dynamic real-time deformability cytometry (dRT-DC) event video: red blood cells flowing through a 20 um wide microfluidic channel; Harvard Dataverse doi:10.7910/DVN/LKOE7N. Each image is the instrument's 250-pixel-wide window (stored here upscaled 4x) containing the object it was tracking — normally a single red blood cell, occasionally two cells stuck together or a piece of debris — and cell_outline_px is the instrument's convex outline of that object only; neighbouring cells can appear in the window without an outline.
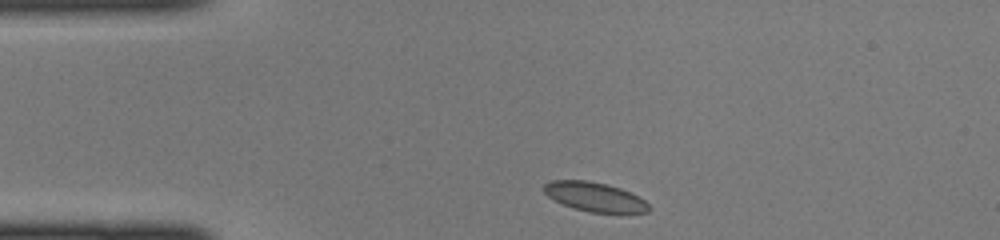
{"species": "common noctule bat (a hibernating species)", "species_latin": "Nyctalus noctula", "temperature_condition": "cold", "stored_images_in_passage": 37, "camera_frame_rate_fps": 3000, "um_per_image_px": 0.085, "animal": {"sex": "female", "body_mass_g": 22.0, "forearm_length_mm": 56.7}, "frame": {"image": 1, "passage_image": 1, "time_ms": 0.0, "image_size_px": [1000, 240], "cell_outline_px": [[648, 212], [588, 212], [572, 208], [548, 196], [544, 192], [544, 184], [552, 180], [588, 180], [608, 184], [620, 188], [644, 200], [648, 204]], "centroid_in_image_um": [50.51, 16.72], "position_along_channel_um": 34.5, "area_um2": 17.57}}
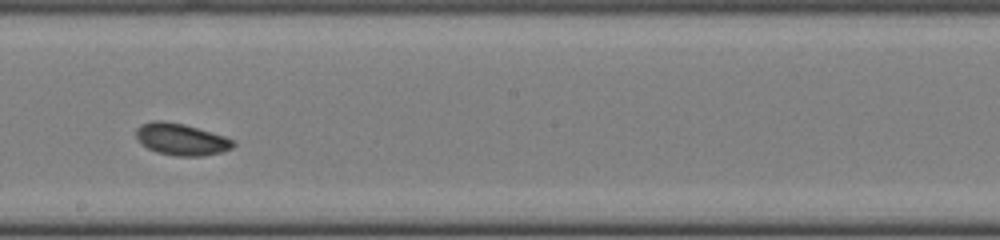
{"frame": {"image": 2, "passage_image": 17, "time_ms": 5.333, "image_size_px": [1000, 240], "cell_outline_px": [[236, 144], [232, 148], [220, 152], [200, 156], [176, 156], [156, 152], [148, 148], [136, 140], [136, 128], [140, 124], [152, 120], [164, 120], [184, 124], [224, 136], [236, 140]], "centroid_in_image_um": [15.38, 11.83], "position_along_channel_um": 232.8, "area_um2": 18.15}}
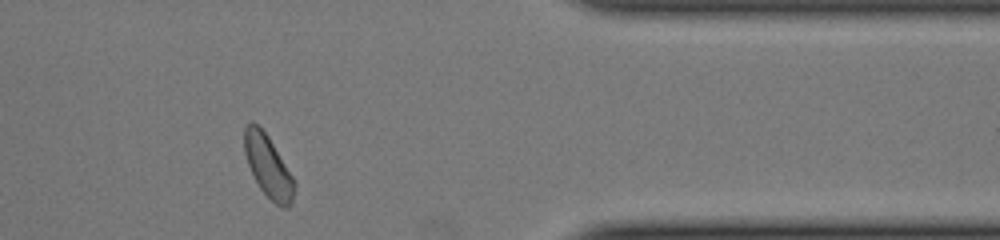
{"frame": {"image": 3, "passage_image": 29, "time_ms": 9.333, "image_size_px": [1000, 240], "cell_outline_px": [[296, 184], [292, 204], [288, 208], [284, 208], [276, 204], [260, 188], [248, 164], [244, 152], [244, 128], [252, 120], [268, 136], [292, 176]], "centroid_in_image_um": [22.8, 14.15], "position_along_channel_um": 388.6, "area_um2": 17.74}}